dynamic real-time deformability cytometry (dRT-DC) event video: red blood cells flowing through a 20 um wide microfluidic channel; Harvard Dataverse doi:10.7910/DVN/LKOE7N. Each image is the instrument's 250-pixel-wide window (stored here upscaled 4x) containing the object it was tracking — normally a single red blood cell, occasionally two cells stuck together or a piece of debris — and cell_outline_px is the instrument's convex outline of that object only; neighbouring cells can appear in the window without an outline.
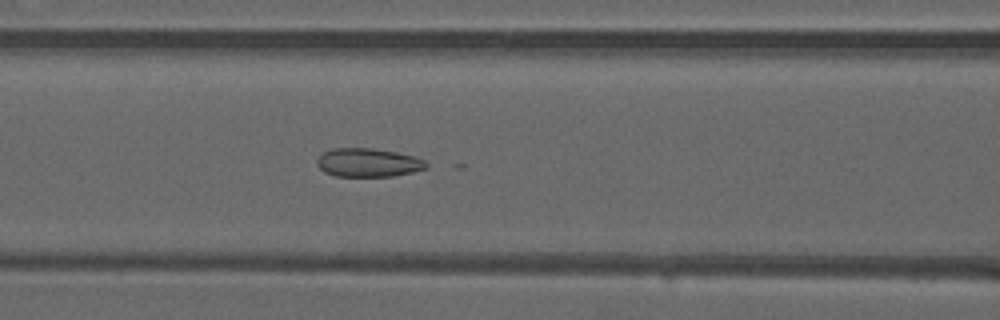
{"species": "common noctule bat (a hibernating species)", "species_latin": "Nyctalus noctula", "temperature_condition": "warm", "stored_images_in_passage": 20, "camera_frame_rate_fps": 3000, "um_per_image_px": 0.085, "animal": {"sex": "male", "forearm_length_mm": 52.5}, "frame": {"image": 1, "passage_image": 13, "time_ms": 4.0, "image_size_px": [1000, 320], "cell_outline_px": [[428, 168], [412, 172], [392, 176], [336, 176], [324, 172], [316, 164], [316, 160], [324, 152], [332, 148], [372, 148], [396, 152], [416, 156], [424, 160], [428, 164]], "centroid_in_image_um": [31.3, 13.82], "position_along_channel_um": 135.3, "area_um2": 18.26}}
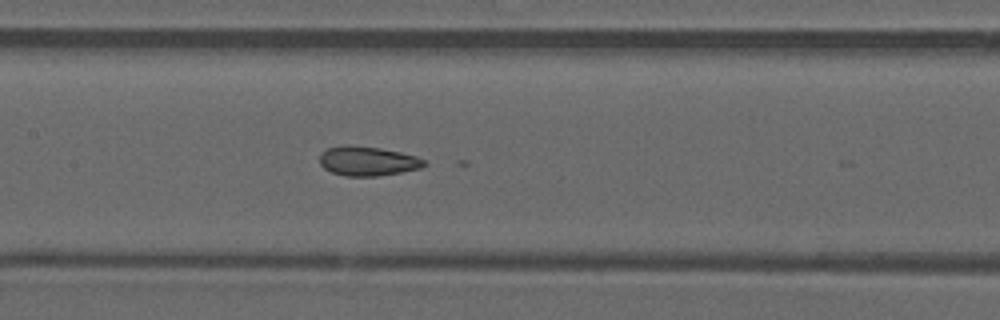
{"frame": {"image": 2, "passage_image": 16, "time_ms": 5.0, "image_size_px": [1000, 320], "cell_outline_px": [[428, 164], [420, 168], [400, 172], [376, 176], [344, 176], [332, 172], [324, 168], [320, 164], [320, 156], [328, 148], [344, 144], [348, 144], [380, 148], [400, 152], [416, 156], [424, 160]], "centroid_in_image_um": [31.25, 13.68], "position_along_channel_um": 176.2, "area_um2": 17.86}}